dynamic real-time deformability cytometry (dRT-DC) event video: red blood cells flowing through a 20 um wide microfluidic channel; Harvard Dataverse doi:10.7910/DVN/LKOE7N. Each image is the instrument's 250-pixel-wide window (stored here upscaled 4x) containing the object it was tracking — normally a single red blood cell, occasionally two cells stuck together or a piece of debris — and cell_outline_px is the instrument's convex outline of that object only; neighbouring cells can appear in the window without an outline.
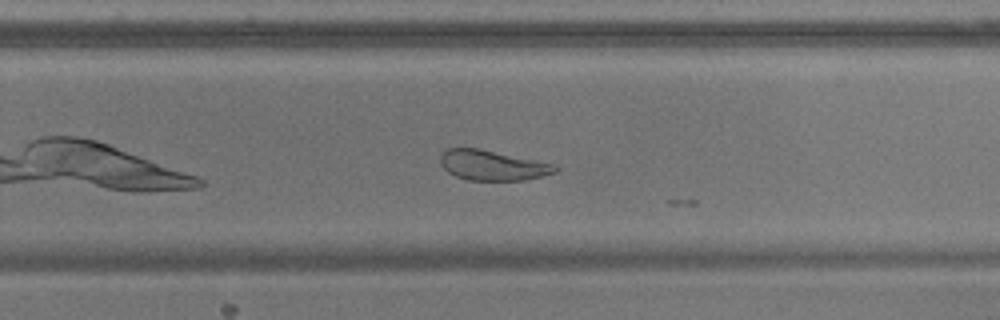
{"species": "common noctule bat (a hibernating species)", "species_latin": "Nyctalus noctula", "temperature_condition": "warm", "stored_images_in_passage": 23, "camera_frame_rate_fps": 3000, "um_per_image_px": 0.085, "animal": {"sex": "male", "body_mass_g": 17.9}, "frame": {"image": 1, "passage_image": 19, "time_ms": 6.0, "image_size_px": [1000, 320], "cell_outline_px": [[560, 168], [556, 172], [524, 180], [468, 180], [456, 176], [448, 172], [440, 164], [440, 156], [448, 148], [480, 148], [556, 164]], "centroid_in_image_um": [41.88, 14.04], "position_along_channel_um": 287.9, "area_um2": 20.17}}